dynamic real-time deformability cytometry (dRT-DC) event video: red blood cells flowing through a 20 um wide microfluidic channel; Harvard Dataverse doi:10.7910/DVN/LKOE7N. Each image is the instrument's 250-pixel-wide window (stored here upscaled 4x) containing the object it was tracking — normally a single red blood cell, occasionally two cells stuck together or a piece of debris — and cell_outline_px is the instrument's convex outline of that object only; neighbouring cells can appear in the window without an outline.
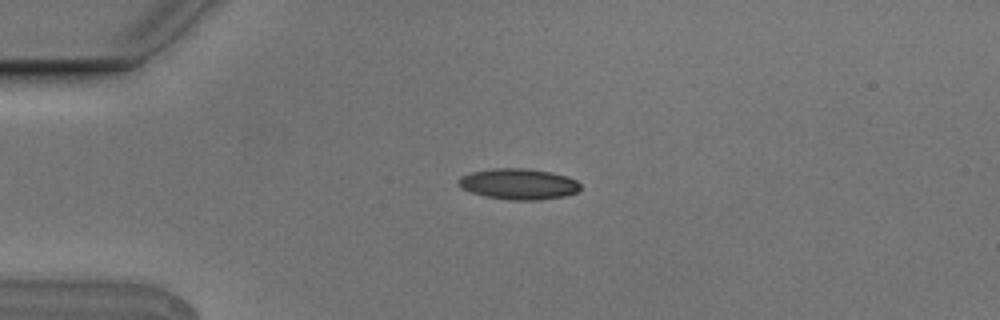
{"species": "Egyptian fruit bat (a non-hibernating species)", "species_latin": "Rousettus aegyptiacus", "temperature_condition": "cold", "stored_images_in_passage": 5, "camera_frame_rate_fps": 3000, "um_per_image_px": 0.085, "animal": {"sex": "male"}, "frame": {"image": 1, "passage_image": 3, "time_ms": 0.667, "image_size_px": [1000, 320], "cell_outline_px": [[580, 188], [576, 192], [564, 196], [540, 200], [512, 200], [488, 196], [472, 192], [464, 188], [456, 180], [460, 176], [468, 172], [492, 168], [528, 168], [552, 172], [568, 176], [576, 180], [580, 184]], "centroid_in_image_um": [44.09, 15.62], "position_along_channel_um": 40.9, "area_um2": 21.96}}